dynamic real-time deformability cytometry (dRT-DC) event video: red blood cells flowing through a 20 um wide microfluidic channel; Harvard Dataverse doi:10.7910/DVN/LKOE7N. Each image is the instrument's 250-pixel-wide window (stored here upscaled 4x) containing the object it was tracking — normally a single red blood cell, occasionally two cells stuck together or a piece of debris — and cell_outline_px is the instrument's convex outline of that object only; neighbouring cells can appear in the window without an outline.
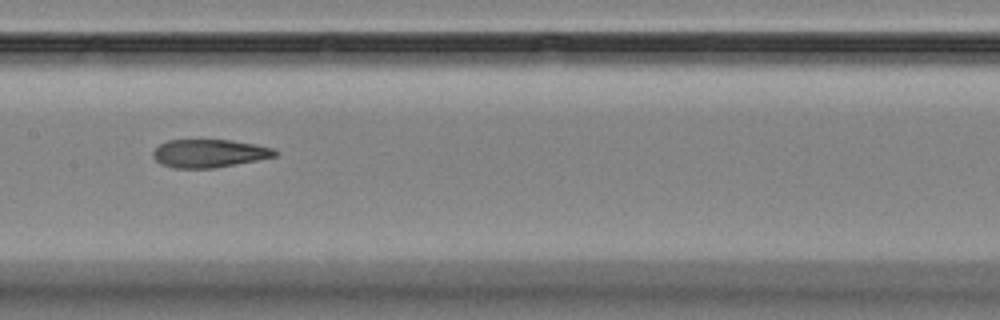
{"species": "Egyptian fruit bat (a non-hibernating species)", "species_latin": "Rousettus aegyptiacus", "temperature_condition": "room temperature", "stored_images_in_passage": 9, "camera_frame_rate_fps": 3000, "um_per_image_px": 0.085, "animal": {"sex": "female"}, "frame": {"image": 1, "passage_image": 8, "time_ms": 8.0, "image_size_px": [1000, 320], "cell_outline_px": [[276, 156], [256, 160], [212, 168], [172, 168], [160, 164], [152, 156], [152, 152], [160, 144], [168, 140], [232, 140], [256, 144], [272, 148], [276, 152]], "centroid_in_image_um": [17.73, 13.03], "position_along_channel_um": 189.7, "area_um2": 19.83}}
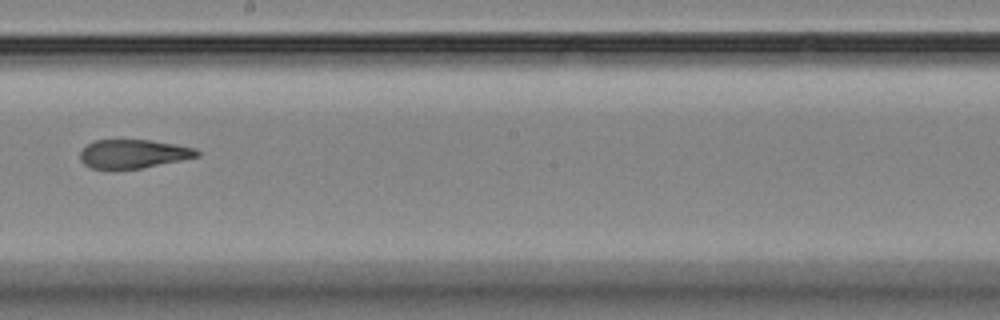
{"frame": {"image": 2, "passage_image": 9, "time_ms": 9.333, "image_size_px": [1000, 320], "cell_outline_px": [[200, 156], [144, 168], [92, 168], [84, 164], [80, 160], [80, 152], [88, 144], [96, 140], [152, 140], [176, 144], [196, 148], [200, 152]], "centroid_in_image_um": [11.38, 13.07], "position_along_channel_um": 236.8, "area_um2": 19.48}}